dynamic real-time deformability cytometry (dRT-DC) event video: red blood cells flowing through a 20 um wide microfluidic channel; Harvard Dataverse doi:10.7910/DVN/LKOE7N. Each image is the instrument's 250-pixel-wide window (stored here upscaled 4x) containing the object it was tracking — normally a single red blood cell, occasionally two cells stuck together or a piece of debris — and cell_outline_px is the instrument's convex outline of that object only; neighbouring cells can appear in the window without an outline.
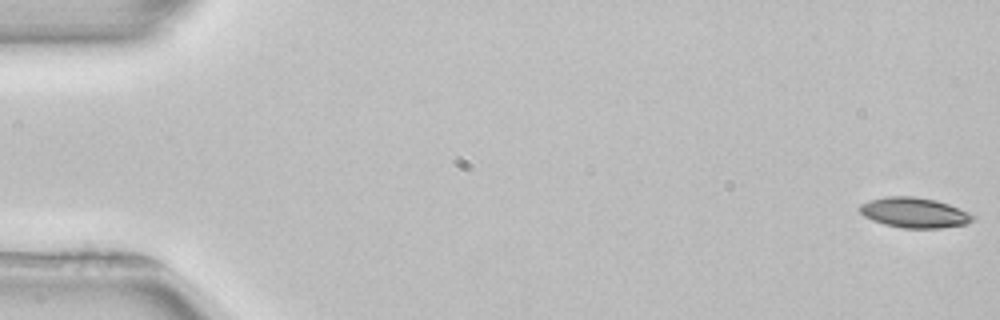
{"species": "common noctule bat (a hibernating species)", "species_latin": "Nyctalus noctula", "temperature_condition": "room temperature", "stored_images_in_passage": 53, "camera_frame_rate_fps": 3000, "um_per_image_px": 0.085, "animal": {"sex": "female", "body_mass_g": 22.7, "forearm_length_mm": 54.2}, "frame": {"image": 1, "passage_image": 1, "time_ms": 0.0, "image_size_px": [1000, 320], "cell_outline_px": [[976, 216], [968, 224], [940, 228], [900, 228], [884, 224], [872, 220], [864, 216], [860, 212], [860, 204], [868, 200], [884, 196], [912, 196], [936, 200], [948, 204], [968, 212]], "centroid_in_image_um": [77.7, 18.07], "position_along_channel_um": 7.3, "area_um2": 20.0}}
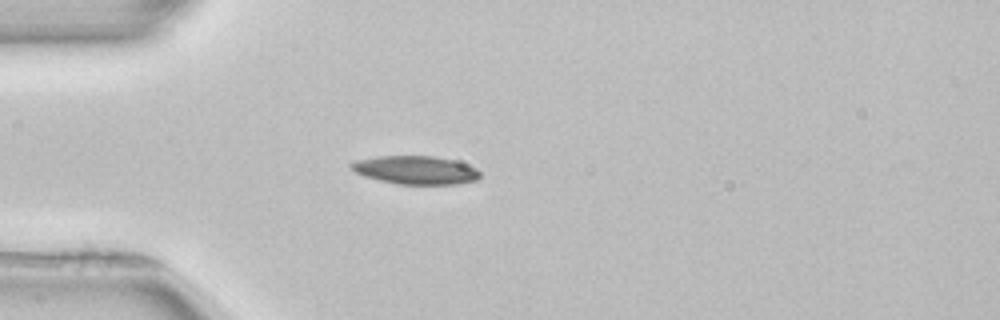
{"frame": {"image": 2, "passage_image": 15, "time_ms": 4.667, "image_size_px": [1000, 320], "cell_outline_px": [[480, 176], [476, 180], [456, 184], [396, 184], [364, 176], [356, 172], [348, 164], [356, 160], [376, 156], [432, 156], [452, 160], [476, 168], [480, 172]], "centroid_in_image_um": [35.3, 14.45], "position_along_channel_um": 49.7, "area_um2": 21.1}}
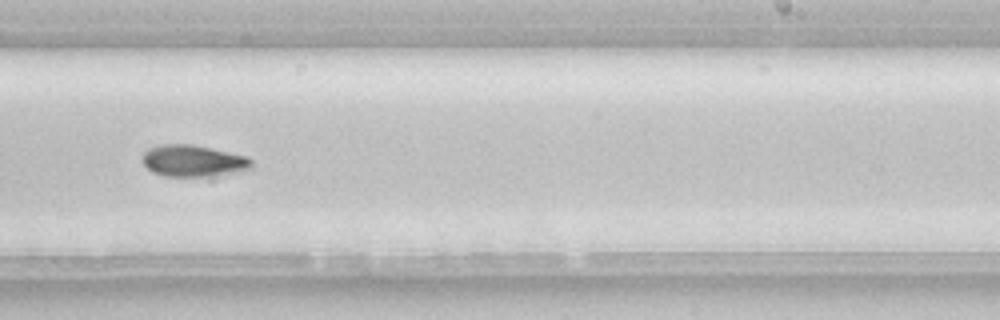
{"frame": {"image": 3, "passage_image": 33, "time_ms": 10.667, "image_size_px": [1000, 320], "cell_outline_px": [[252, 168], [236, 172], [216, 176], [164, 176], [152, 172], [140, 160], [140, 156], [148, 148], [160, 144], [192, 144], [212, 148], [248, 156], [252, 160]], "centroid_in_image_um": [16.4, 13.66], "position_along_channel_um": 272.6, "area_um2": 20.46}, "authors_computed_cell_mechanics": {"area_um2": 19.941, "velocity_mm_per_s": 3.9374, "shape_relaxation_time_tau1_ms": 5.1341, "shape_relaxation_time_tau2_ms": null, "deformation_change_tau1": 0.1259, "deformation_change_tau2": null}}